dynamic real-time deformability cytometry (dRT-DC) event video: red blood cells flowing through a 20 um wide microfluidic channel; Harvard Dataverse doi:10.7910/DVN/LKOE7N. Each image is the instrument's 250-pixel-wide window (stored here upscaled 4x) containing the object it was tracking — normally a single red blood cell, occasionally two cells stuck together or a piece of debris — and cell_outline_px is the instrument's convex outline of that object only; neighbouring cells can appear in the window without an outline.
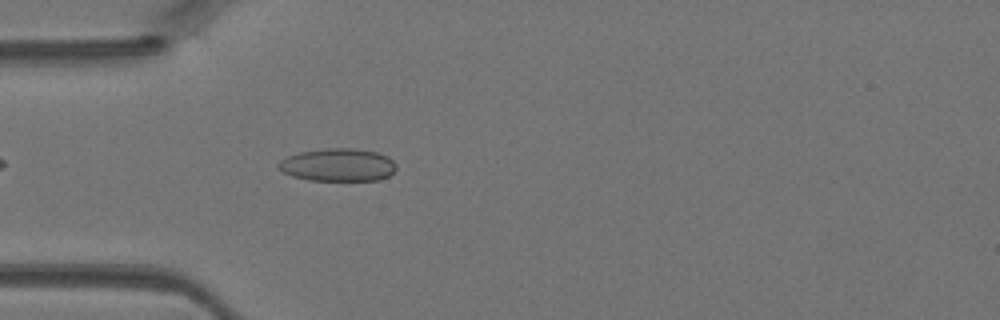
{"species": "Egyptian fruit bat (a non-hibernating species)", "species_latin": "Rousettus aegyptiacus", "temperature_condition": "warm", "stored_images_in_passage": 36, "camera_frame_rate_fps": 3000, "um_per_image_px": 0.085, "animal": {"sex": "female"}, "frame": {"image": 1, "passage_image": 5, "time_ms": 1.333, "image_size_px": [1000, 320], "cell_outline_px": [[396, 168], [388, 176], [380, 180], [308, 180], [292, 176], [276, 168], [276, 164], [280, 160], [288, 156], [300, 152], [328, 148], [356, 148], [376, 152], [388, 156], [396, 164]], "centroid_in_image_um": [28.71, 14.01], "position_along_channel_um": 56.3, "area_um2": 22.6}}
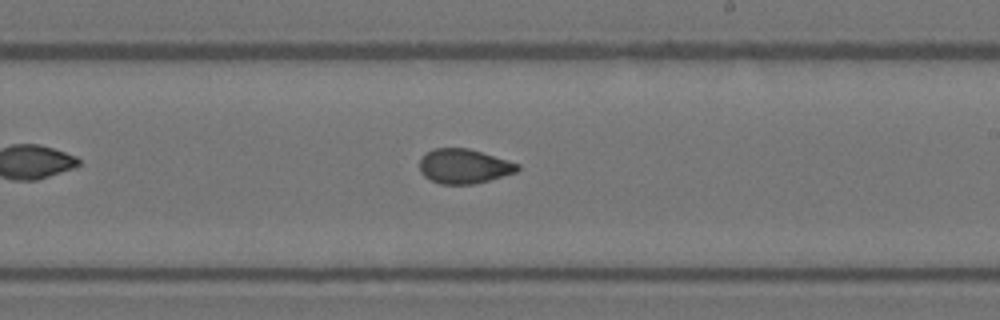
{"frame": {"image": 2, "passage_image": 18, "time_ms": 5.667, "image_size_px": [1000, 320], "cell_outline_px": [[520, 168], [516, 172], [488, 180], [472, 184], [440, 184], [424, 176], [420, 172], [420, 160], [432, 148], [468, 148], [508, 160], [520, 164]], "centroid_in_image_um": [39.44, 14.13], "position_along_channel_um": 249.6, "area_um2": 19.54}}
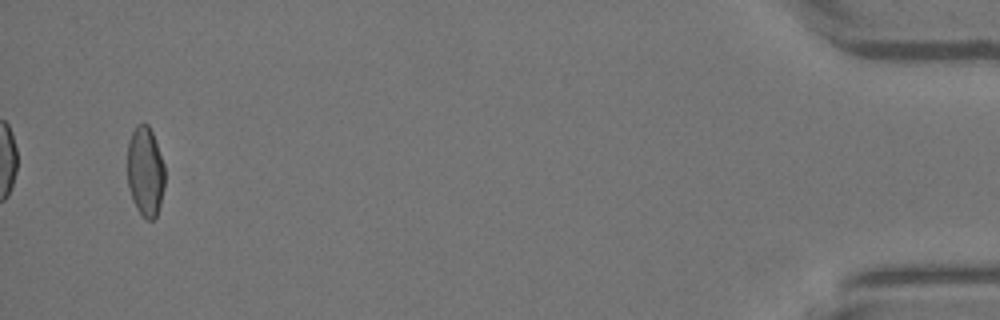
{"frame": {"image": 3, "passage_image": 35, "time_ms": 11.333, "image_size_px": [1000, 320], "cell_outline_px": [[164, 188], [160, 204], [156, 216], [152, 220], [148, 220], [136, 208], [132, 200], [128, 188], [128, 144], [132, 132], [136, 124], [148, 124], [152, 132], [164, 164]], "centroid_in_image_um": [12.35, 14.58], "position_along_channel_um": 422.9, "area_um2": 19.48}}